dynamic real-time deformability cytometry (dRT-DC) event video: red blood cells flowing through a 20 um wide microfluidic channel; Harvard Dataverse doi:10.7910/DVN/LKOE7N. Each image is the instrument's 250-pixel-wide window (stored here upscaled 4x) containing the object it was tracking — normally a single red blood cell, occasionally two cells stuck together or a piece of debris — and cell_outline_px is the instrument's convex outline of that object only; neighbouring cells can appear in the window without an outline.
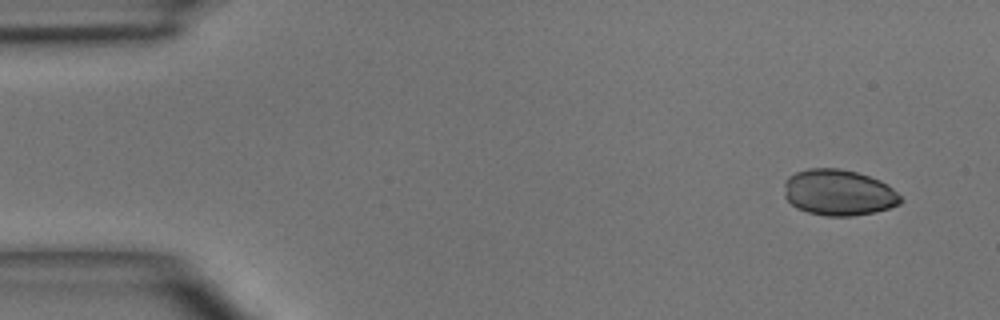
{"species": "common noctule bat (a hibernating species)", "species_latin": "Nyctalus noctula", "temperature_condition": "room temperature", "stored_images_in_passage": 5, "camera_frame_rate_fps": 3000, "um_per_image_px": 0.085, "animal": {"sex": "male", "body_mass_g": 15.6}, "frame": {"image": 1, "passage_image": 1, "time_ms": 0.0, "image_size_px": [1000, 320], "cell_outline_px": [[904, 200], [900, 204], [876, 212], [852, 216], [828, 216], [808, 212], [796, 208], [784, 196], [784, 180], [788, 176], [796, 172], [808, 168], [840, 168], [856, 172], [880, 180], [888, 184]], "centroid_in_image_um": [71.27, 16.36], "position_along_channel_um": 13.7, "area_um2": 31.44}}